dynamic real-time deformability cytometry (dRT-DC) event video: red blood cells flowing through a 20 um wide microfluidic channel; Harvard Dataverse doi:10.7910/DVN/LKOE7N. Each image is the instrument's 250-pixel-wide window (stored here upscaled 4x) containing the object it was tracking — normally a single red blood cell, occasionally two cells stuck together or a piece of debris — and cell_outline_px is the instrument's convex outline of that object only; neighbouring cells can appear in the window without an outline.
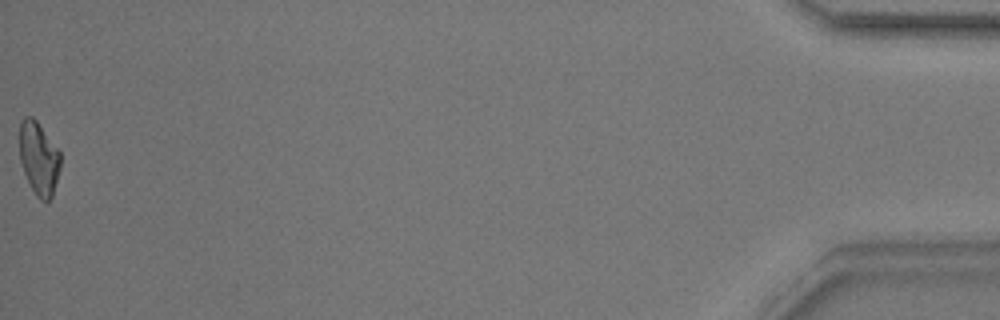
{"species": "common noctule bat (a hibernating species)", "species_latin": "Nyctalus noctula", "temperature_condition": "warm", "stored_images_in_passage": 38, "camera_frame_rate_fps": 3000, "um_per_image_px": 0.085, "animal": {"sex": "male", "body_mass_g": 17.9}, "frame": {"image": 1, "passage_image": 38, "time_ms": 12.333, "image_size_px": [1000, 320], "cell_outline_px": [[60, 168], [52, 196], [48, 200], [40, 200], [36, 196], [24, 172], [20, 160], [20, 120], [24, 116], [32, 116], [36, 120], [60, 152]], "centroid_in_image_um": [3.29, 13.44], "position_along_channel_um": 431.9, "area_um2": 17.17}, "authors_computed_cell_mechanics": {"area_um2": 17.9758, "velocity_mm_per_s": 3.8468, "shape_relaxation_time_tau1_ms": 4.8683, "shape_relaxation_time_tau2_ms": 6.7815, "deformation_change_tau1": 0.1996, "deformation_change_tau2": 0.1667}}